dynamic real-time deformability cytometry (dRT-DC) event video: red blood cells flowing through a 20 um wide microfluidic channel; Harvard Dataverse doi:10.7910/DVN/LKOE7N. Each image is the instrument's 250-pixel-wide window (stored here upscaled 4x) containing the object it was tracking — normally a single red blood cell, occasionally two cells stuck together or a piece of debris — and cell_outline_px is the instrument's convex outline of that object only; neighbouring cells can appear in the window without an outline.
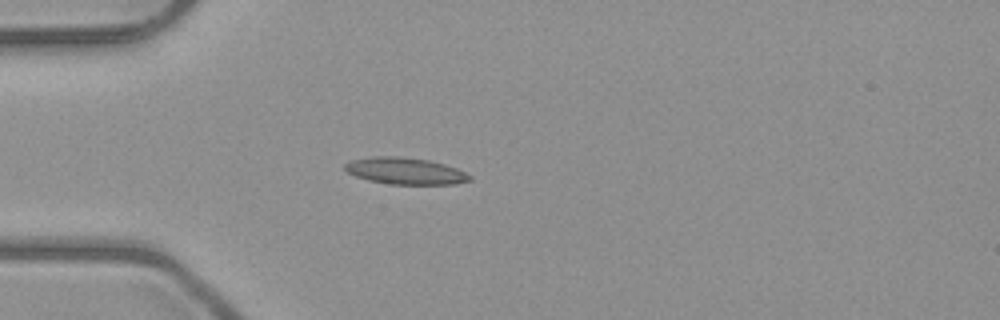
{"species": "common noctule bat (a hibernating species)", "species_latin": "Nyctalus noctula", "temperature_condition": "room temperature", "stored_images_in_passage": 6, "camera_frame_rate_fps": 3000, "um_per_image_px": 0.085, "animal": {"sex": "male", "body_mass_g": 23.1, "forearm_length_mm": 52.7}, "frame": {"image": 1, "passage_image": 5, "time_ms": 5.333, "image_size_px": [1000, 320], "cell_outline_px": [[472, 180], [456, 184], [388, 184], [368, 180], [356, 176], [348, 172], [344, 168], [344, 164], [352, 160], [376, 156], [396, 156], [428, 160], [444, 164], [456, 168], [472, 176]], "centroid_in_image_um": [34.46, 14.54], "position_along_channel_um": 50.5, "area_um2": 19.31}}